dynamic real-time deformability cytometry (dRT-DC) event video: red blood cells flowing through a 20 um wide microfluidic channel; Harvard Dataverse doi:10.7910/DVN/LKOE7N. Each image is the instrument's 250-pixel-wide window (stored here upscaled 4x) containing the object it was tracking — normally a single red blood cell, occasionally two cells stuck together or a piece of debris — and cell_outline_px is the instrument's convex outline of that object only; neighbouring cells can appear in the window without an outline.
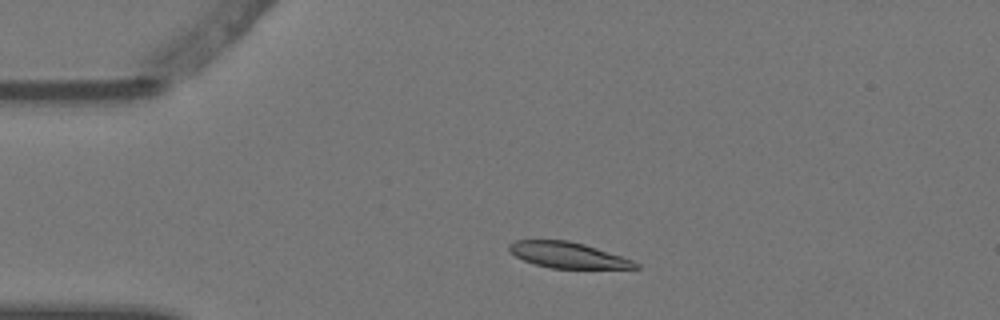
{"species": "Egyptian fruit bat (a non-hibernating species)", "species_latin": "Rousettus aegyptiacus", "temperature_condition": "warm", "stored_images_in_passage": 3, "camera_frame_rate_fps": 3000, "um_per_image_px": 0.085, "animal": {"sex": "female"}, "frame": {"image": 1, "passage_image": 2, "time_ms": 0.333, "image_size_px": [1000, 320], "cell_outline_px": [[640, 268], [552, 268], [536, 264], [524, 260], [508, 252], [508, 244], [516, 240], [568, 240], [584, 244], [632, 260], [640, 264]], "centroid_in_image_um": [48.23, 21.67], "position_along_channel_um": 36.8, "area_um2": 18.79}}